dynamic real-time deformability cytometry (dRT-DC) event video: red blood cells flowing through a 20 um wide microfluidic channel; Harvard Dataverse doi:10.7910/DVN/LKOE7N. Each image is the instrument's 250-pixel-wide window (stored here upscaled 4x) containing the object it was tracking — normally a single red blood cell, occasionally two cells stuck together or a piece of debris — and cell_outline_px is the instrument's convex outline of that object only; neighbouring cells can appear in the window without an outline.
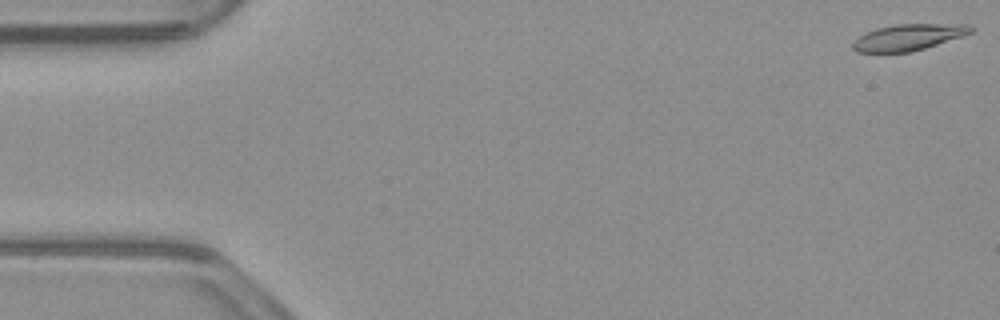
{"species": "common noctule bat (a hibernating species)", "species_latin": "Nyctalus noctula", "temperature_condition": "warm", "stored_images_in_passage": 53, "camera_frame_rate_fps": 3000, "um_per_image_px": 0.085, "animal": {"sex": "male", "body_mass_g": 23.1, "forearm_length_mm": 52.7}, "frame": {"image": 1, "passage_image": 1, "time_ms": 0.0, "image_size_px": [1000, 320], "cell_outline_px": [[976, 28], [972, 32], [964, 36], [912, 52], [856, 52], [852, 48], [852, 44], [860, 36], [876, 28], [896, 24], [972, 24]], "centroid_in_image_um": [77.29, 3.16], "position_along_channel_um": 7.7, "area_um2": 18.15}}
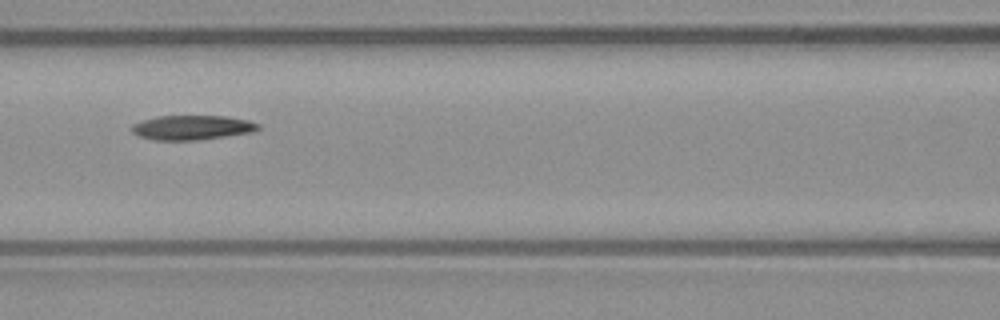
{"frame": {"image": 2, "passage_image": 23, "time_ms": 7.333, "image_size_px": [1000, 320], "cell_outline_px": [[260, 128], [252, 132], [196, 140], [152, 140], [140, 136], [132, 132], [132, 124], [156, 116], [224, 116], [248, 120], [260, 124]], "centroid_in_image_um": [16.32, 10.84], "position_along_channel_um": 150.3, "area_um2": 17.92}}
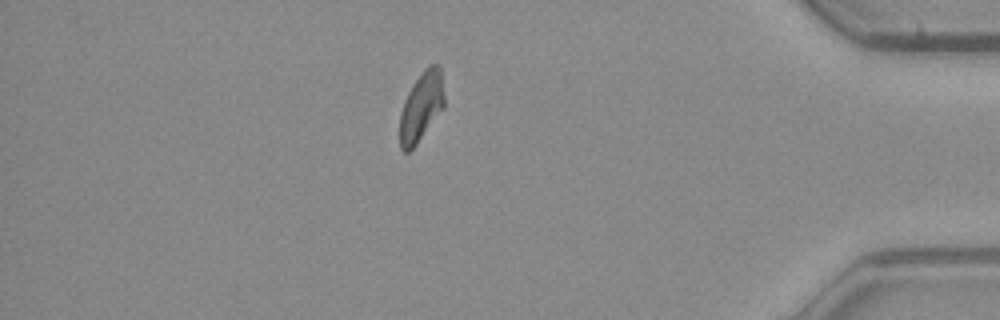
{"frame": {"image": 3, "passage_image": 46, "time_ms": 15.0, "image_size_px": [1000, 320], "cell_outline_px": [[444, 108], [416, 144], [408, 152], [404, 152], [400, 148], [400, 112], [404, 100], [408, 92], [424, 68], [428, 64], [440, 64], [444, 96]], "centroid_in_image_um": [35.82, 9.04], "position_along_channel_um": 399.4, "area_um2": 17.92}, "authors_computed_cell_mechanics": {"area_um2": 18.4382, "velocity_mm_per_s": 3.8261, "shape_relaxation_time_tau1_ms": 6.5211, "shape_relaxation_time_tau2_ms": null, "deformation_change_tau1": 0.181, "deformation_change_tau2": null}}